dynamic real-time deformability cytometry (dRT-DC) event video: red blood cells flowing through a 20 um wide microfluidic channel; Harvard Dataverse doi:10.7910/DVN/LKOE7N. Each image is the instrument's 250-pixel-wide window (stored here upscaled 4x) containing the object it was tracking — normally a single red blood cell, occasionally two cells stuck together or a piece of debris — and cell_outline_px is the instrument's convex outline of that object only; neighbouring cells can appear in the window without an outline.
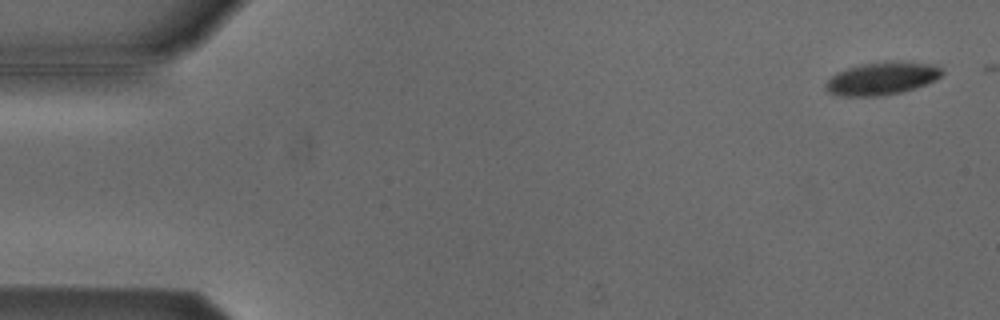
{"species": "Egyptian fruit bat (a non-hibernating species)", "species_latin": "Rousettus aegyptiacus", "temperature_condition": "cold", "stored_images_in_passage": 4, "camera_frame_rate_fps": 3000, "um_per_image_px": 0.085, "animal": {"sex": "male"}, "frame": {"image": 1, "passage_image": 2, "time_ms": 0.333, "image_size_px": [1000, 320], "cell_outline_px": [[944, 72], [940, 76], [924, 84], [900, 92], [880, 96], [840, 96], [828, 92], [824, 88], [824, 84], [836, 72], [848, 68], [864, 64], [892, 60], [900, 60], [932, 64], [940, 68]], "centroid_in_image_um": [74.92, 6.66], "position_along_channel_um": 10.1, "area_um2": 22.08}}